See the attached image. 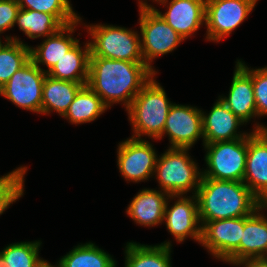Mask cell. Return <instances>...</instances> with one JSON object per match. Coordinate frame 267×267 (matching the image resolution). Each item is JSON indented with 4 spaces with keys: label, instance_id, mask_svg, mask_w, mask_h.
<instances>
[{
    "label": "cell",
    "instance_id": "cell-1",
    "mask_svg": "<svg viewBox=\"0 0 267 267\" xmlns=\"http://www.w3.org/2000/svg\"><path fill=\"white\" fill-rule=\"evenodd\" d=\"M144 62L90 57L87 85L109 108L123 102L126 110L140 90L156 75Z\"/></svg>",
    "mask_w": 267,
    "mask_h": 267
},
{
    "label": "cell",
    "instance_id": "cell-2",
    "mask_svg": "<svg viewBox=\"0 0 267 267\" xmlns=\"http://www.w3.org/2000/svg\"><path fill=\"white\" fill-rule=\"evenodd\" d=\"M196 197L200 222L249 216L262 205L243 182L203 176Z\"/></svg>",
    "mask_w": 267,
    "mask_h": 267
},
{
    "label": "cell",
    "instance_id": "cell-3",
    "mask_svg": "<svg viewBox=\"0 0 267 267\" xmlns=\"http://www.w3.org/2000/svg\"><path fill=\"white\" fill-rule=\"evenodd\" d=\"M173 103L169 102L164 88L151 80L135 96L127 109L134 135L132 138L141 139V135L158 139L164 130L169 110Z\"/></svg>",
    "mask_w": 267,
    "mask_h": 267
},
{
    "label": "cell",
    "instance_id": "cell-4",
    "mask_svg": "<svg viewBox=\"0 0 267 267\" xmlns=\"http://www.w3.org/2000/svg\"><path fill=\"white\" fill-rule=\"evenodd\" d=\"M189 148H170L159 156L154 172L160 188L169 195H184L190 190L197 193L202 172L187 154Z\"/></svg>",
    "mask_w": 267,
    "mask_h": 267
},
{
    "label": "cell",
    "instance_id": "cell-5",
    "mask_svg": "<svg viewBox=\"0 0 267 267\" xmlns=\"http://www.w3.org/2000/svg\"><path fill=\"white\" fill-rule=\"evenodd\" d=\"M87 28L93 39L89 42L90 57L144 62L137 32L111 25H89Z\"/></svg>",
    "mask_w": 267,
    "mask_h": 267
},
{
    "label": "cell",
    "instance_id": "cell-6",
    "mask_svg": "<svg viewBox=\"0 0 267 267\" xmlns=\"http://www.w3.org/2000/svg\"><path fill=\"white\" fill-rule=\"evenodd\" d=\"M140 43L144 63L153 70L151 62L172 52L184 39L159 15L151 5L139 1Z\"/></svg>",
    "mask_w": 267,
    "mask_h": 267
},
{
    "label": "cell",
    "instance_id": "cell-7",
    "mask_svg": "<svg viewBox=\"0 0 267 267\" xmlns=\"http://www.w3.org/2000/svg\"><path fill=\"white\" fill-rule=\"evenodd\" d=\"M204 147L207 149L205 162L208 167L202 172L203 177L243 182L248 136L230 141L204 144Z\"/></svg>",
    "mask_w": 267,
    "mask_h": 267
},
{
    "label": "cell",
    "instance_id": "cell-8",
    "mask_svg": "<svg viewBox=\"0 0 267 267\" xmlns=\"http://www.w3.org/2000/svg\"><path fill=\"white\" fill-rule=\"evenodd\" d=\"M200 223L202 246L224 262L235 264L240 261L244 216Z\"/></svg>",
    "mask_w": 267,
    "mask_h": 267
},
{
    "label": "cell",
    "instance_id": "cell-9",
    "mask_svg": "<svg viewBox=\"0 0 267 267\" xmlns=\"http://www.w3.org/2000/svg\"><path fill=\"white\" fill-rule=\"evenodd\" d=\"M46 72L31 59L0 88V95L24 110L41 113Z\"/></svg>",
    "mask_w": 267,
    "mask_h": 267
},
{
    "label": "cell",
    "instance_id": "cell-10",
    "mask_svg": "<svg viewBox=\"0 0 267 267\" xmlns=\"http://www.w3.org/2000/svg\"><path fill=\"white\" fill-rule=\"evenodd\" d=\"M258 0H206V39L219 41L237 28L256 6Z\"/></svg>",
    "mask_w": 267,
    "mask_h": 267
},
{
    "label": "cell",
    "instance_id": "cell-11",
    "mask_svg": "<svg viewBox=\"0 0 267 267\" xmlns=\"http://www.w3.org/2000/svg\"><path fill=\"white\" fill-rule=\"evenodd\" d=\"M117 152L119 171L127 181L148 180L154 173L158 156L148 141L131 137L119 144Z\"/></svg>",
    "mask_w": 267,
    "mask_h": 267
},
{
    "label": "cell",
    "instance_id": "cell-12",
    "mask_svg": "<svg viewBox=\"0 0 267 267\" xmlns=\"http://www.w3.org/2000/svg\"><path fill=\"white\" fill-rule=\"evenodd\" d=\"M202 110L185 105L173 104L169 110L162 138L167 134L170 140V148H189L201 137Z\"/></svg>",
    "mask_w": 267,
    "mask_h": 267
},
{
    "label": "cell",
    "instance_id": "cell-13",
    "mask_svg": "<svg viewBox=\"0 0 267 267\" xmlns=\"http://www.w3.org/2000/svg\"><path fill=\"white\" fill-rule=\"evenodd\" d=\"M248 135V151L243 183L263 202L267 198V131L256 124Z\"/></svg>",
    "mask_w": 267,
    "mask_h": 267
},
{
    "label": "cell",
    "instance_id": "cell-14",
    "mask_svg": "<svg viewBox=\"0 0 267 267\" xmlns=\"http://www.w3.org/2000/svg\"><path fill=\"white\" fill-rule=\"evenodd\" d=\"M177 197L179 199L171 208H168V200L166 203L164 221L167 229L179 243L188 236L200 243L202 227L199 220L197 197L195 194L190 198L174 195L172 199Z\"/></svg>",
    "mask_w": 267,
    "mask_h": 267
},
{
    "label": "cell",
    "instance_id": "cell-15",
    "mask_svg": "<svg viewBox=\"0 0 267 267\" xmlns=\"http://www.w3.org/2000/svg\"><path fill=\"white\" fill-rule=\"evenodd\" d=\"M228 97H220L224 104L243 122L257 117L252 83V70L237 60Z\"/></svg>",
    "mask_w": 267,
    "mask_h": 267
},
{
    "label": "cell",
    "instance_id": "cell-16",
    "mask_svg": "<svg viewBox=\"0 0 267 267\" xmlns=\"http://www.w3.org/2000/svg\"><path fill=\"white\" fill-rule=\"evenodd\" d=\"M203 144L230 141L247 137V133H236L244 124L219 98L208 115L202 111Z\"/></svg>",
    "mask_w": 267,
    "mask_h": 267
},
{
    "label": "cell",
    "instance_id": "cell-17",
    "mask_svg": "<svg viewBox=\"0 0 267 267\" xmlns=\"http://www.w3.org/2000/svg\"><path fill=\"white\" fill-rule=\"evenodd\" d=\"M205 4L206 0H171L164 14L154 9L185 40L205 22Z\"/></svg>",
    "mask_w": 267,
    "mask_h": 267
},
{
    "label": "cell",
    "instance_id": "cell-18",
    "mask_svg": "<svg viewBox=\"0 0 267 267\" xmlns=\"http://www.w3.org/2000/svg\"><path fill=\"white\" fill-rule=\"evenodd\" d=\"M172 197L174 195H169L162 190L143 189L133 198L126 213L141 226L151 227L162 224L167 200Z\"/></svg>",
    "mask_w": 267,
    "mask_h": 267
},
{
    "label": "cell",
    "instance_id": "cell-19",
    "mask_svg": "<svg viewBox=\"0 0 267 267\" xmlns=\"http://www.w3.org/2000/svg\"><path fill=\"white\" fill-rule=\"evenodd\" d=\"M80 21L81 20H77L71 24L64 25L57 32L48 36L38 47H31L30 59L40 69H42L40 64L46 65L48 69L45 72H49L58 60L79 41L78 39H74L70 33L74 32L75 26H77Z\"/></svg>",
    "mask_w": 267,
    "mask_h": 267
},
{
    "label": "cell",
    "instance_id": "cell-20",
    "mask_svg": "<svg viewBox=\"0 0 267 267\" xmlns=\"http://www.w3.org/2000/svg\"><path fill=\"white\" fill-rule=\"evenodd\" d=\"M90 54L89 42L82 50L78 41L46 74L58 80L87 84Z\"/></svg>",
    "mask_w": 267,
    "mask_h": 267
},
{
    "label": "cell",
    "instance_id": "cell-21",
    "mask_svg": "<svg viewBox=\"0 0 267 267\" xmlns=\"http://www.w3.org/2000/svg\"><path fill=\"white\" fill-rule=\"evenodd\" d=\"M261 205L251 215L244 216V231L240 241V261L260 258L267 251V218L259 212Z\"/></svg>",
    "mask_w": 267,
    "mask_h": 267
},
{
    "label": "cell",
    "instance_id": "cell-22",
    "mask_svg": "<svg viewBox=\"0 0 267 267\" xmlns=\"http://www.w3.org/2000/svg\"><path fill=\"white\" fill-rule=\"evenodd\" d=\"M85 85L87 84L58 80L46 75L42 92L41 114H49L52 110L63 116L75 95Z\"/></svg>",
    "mask_w": 267,
    "mask_h": 267
},
{
    "label": "cell",
    "instance_id": "cell-23",
    "mask_svg": "<svg viewBox=\"0 0 267 267\" xmlns=\"http://www.w3.org/2000/svg\"><path fill=\"white\" fill-rule=\"evenodd\" d=\"M171 243L144 245L129 242L125 248V267H171Z\"/></svg>",
    "mask_w": 267,
    "mask_h": 267
},
{
    "label": "cell",
    "instance_id": "cell-24",
    "mask_svg": "<svg viewBox=\"0 0 267 267\" xmlns=\"http://www.w3.org/2000/svg\"><path fill=\"white\" fill-rule=\"evenodd\" d=\"M107 108L102 99L85 85L75 95L62 117L69 119L72 124L88 123L96 120Z\"/></svg>",
    "mask_w": 267,
    "mask_h": 267
},
{
    "label": "cell",
    "instance_id": "cell-25",
    "mask_svg": "<svg viewBox=\"0 0 267 267\" xmlns=\"http://www.w3.org/2000/svg\"><path fill=\"white\" fill-rule=\"evenodd\" d=\"M5 39L4 44L0 43V88L30 60V46L16 37Z\"/></svg>",
    "mask_w": 267,
    "mask_h": 267
},
{
    "label": "cell",
    "instance_id": "cell-26",
    "mask_svg": "<svg viewBox=\"0 0 267 267\" xmlns=\"http://www.w3.org/2000/svg\"><path fill=\"white\" fill-rule=\"evenodd\" d=\"M58 267H116V261L93 243L73 248L58 262Z\"/></svg>",
    "mask_w": 267,
    "mask_h": 267
},
{
    "label": "cell",
    "instance_id": "cell-27",
    "mask_svg": "<svg viewBox=\"0 0 267 267\" xmlns=\"http://www.w3.org/2000/svg\"><path fill=\"white\" fill-rule=\"evenodd\" d=\"M18 24L28 38L48 37L57 32L63 25L52 15L36 10L20 8L15 24Z\"/></svg>",
    "mask_w": 267,
    "mask_h": 267
},
{
    "label": "cell",
    "instance_id": "cell-28",
    "mask_svg": "<svg viewBox=\"0 0 267 267\" xmlns=\"http://www.w3.org/2000/svg\"><path fill=\"white\" fill-rule=\"evenodd\" d=\"M40 242L28 241L8 245L0 252V267H38L44 262L39 258Z\"/></svg>",
    "mask_w": 267,
    "mask_h": 267
},
{
    "label": "cell",
    "instance_id": "cell-29",
    "mask_svg": "<svg viewBox=\"0 0 267 267\" xmlns=\"http://www.w3.org/2000/svg\"><path fill=\"white\" fill-rule=\"evenodd\" d=\"M20 8L52 14L63 26L82 20L69 0H17ZM26 7V8H25Z\"/></svg>",
    "mask_w": 267,
    "mask_h": 267
},
{
    "label": "cell",
    "instance_id": "cell-30",
    "mask_svg": "<svg viewBox=\"0 0 267 267\" xmlns=\"http://www.w3.org/2000/svg\"><path fill=\"white\" fill-rule=\"evenodd\" d=\"M27 167H19L0 180V215L19 199L24 192V174Z\"/></svg>",
    "mask_w": 267,
    "mask_h": 267
},
{
    "label": "cell",
    "instance_id": "cell-31",
    "mask_svg": "<svg viewBox=\"0 0 267 267\" xmlns=\"http://www.w3.org/2000/svg\"><path fill=\"white\" fill-rule=\"evenodd\" d=\"M257 116L267 115V67L252 69Z\"/></svg>",
    "mask_w": 267,
    "mask_h": 267
},
{
    "label": "cell",
    "instance_id": "cell-32",
    "mask_svg": "<svg viewBox=\"0 0 267 267\" xmlns=\"http://www.w3.org/2000/svg\"><path fill=\"white\" fill-rule=\"evenodd\" d=\"M19 10L17 0H0V34L14 27Z\"/></svg>",
    "mask_w": 267,
    "mask_h": 267
},
{
    "label": "cell",
    "instance_id": "cell-33",
    "mask_svg": "<svg viewBox=\"0 0 267 267\" xmlns=\"http://www.w3.org/2000/svg\"><path fill=\"white\" fill-rule=\"evenodd\" d=\"M245 265V267H267V261H265L262 257L260 258H247L244 260H241L235 265Z\"/></svg>",
    "mask_w": 267,
    "mask_h": 267
},
{
    "label": "cell",
    "instance_id": "cell-34",
    "mask_svg": "<svg viewBox=\"0 0 267 267\" xmlns=\"http://www.w3.org/2000/svg\"><path fill=\"white\" fill-rule=\"evenodd\" d=\"M38 267H58L51 265L49 262H47V260H45L43 263H41Z\"/></svg>",
    "mask_w": 267,
    "mask_h": 267
},
{
    "label": "cell",
    "instance_id": "cell-35",
    "mask_svg": "<svg viewBox=\"0 0 267 267\" xmlns=\"http://www.w3.org/2000/svg\"><path fill=\"white\" fill-rule=\"evenodd\" d=\"M153 1H156L158 2L159 4H163V5H166V3L168 4V0H153Z\"/></svg>",
    "mask_w": 267,
    "mask_h": 267
},
{
    "label": "cell",
    "instance_id": "cell-36",
    "mask_svg": "<svg viewBox=\"0 0 267 267\" xmlns=\"http://www.w3.org/2000/svg\"><path fill=\"white\" fill-rule=\"evenodd\" d=\"M262 206L264 207V209L267 208V198L262 202Z\"/></svg>",
    "mask_w": 267,
    "mask_h": 267
},
{
    "label": "cell",
    "instance_id": "cell-37",
    "mask_svg": "<svg viewBox=\"0 0 267 267\" xmlns=\"http://www.w3.org/2000/svg\"><path fill=\"white\" fill-rule=\"evenodd\" d=\"M262 258L267 261V251L265 252V254L262 256Z\"/></svg>",
    "mask_w": 267,
    "mask_h": 267
}]
</instances>
